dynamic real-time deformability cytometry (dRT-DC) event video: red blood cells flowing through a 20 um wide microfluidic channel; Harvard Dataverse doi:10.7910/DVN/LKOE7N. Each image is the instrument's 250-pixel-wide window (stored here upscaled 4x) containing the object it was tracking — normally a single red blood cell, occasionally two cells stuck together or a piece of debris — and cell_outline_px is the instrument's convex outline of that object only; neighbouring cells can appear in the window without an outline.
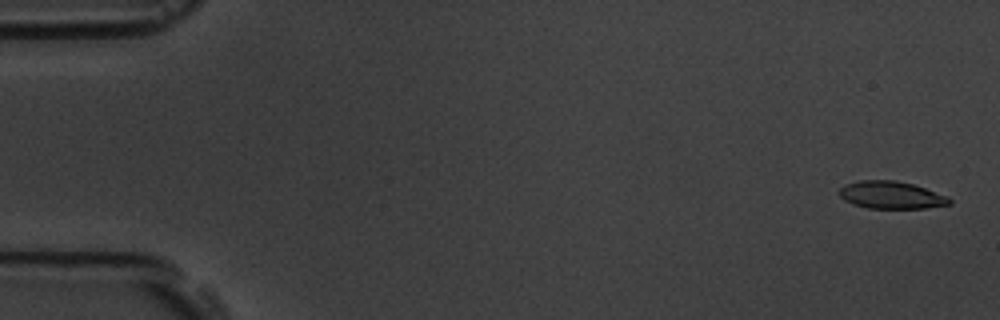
{"species": "common noctule bat (a hibernating species)", "species_latin": "Nyctalus noctula", "temperature_condition": "room temperature", "stored_images_in_passage": 15, "camera_frame_rate_fps": 3000, "um_per_image_px": 0.085, "animal": {"sex": "male", "body_mass_g": 19.5, "forearm_length_mm": 54.6}, "frame": {"image": 1, "passage_image": 1, "time_ms": 0.0, "image_size_px": [1000, 320], "cell_outline_px": [[952, 204], [924, 208], [868, 208], [844, 200], [840, 196], [840, 188], [844, 184], [860, 180], [896, 180], [912, 184], [948, 196], [952, 200]], "centroid_in_image_um": [75.77, 16.57], "position_along_channel_um": 9.2, "area_um2": 17.51}}
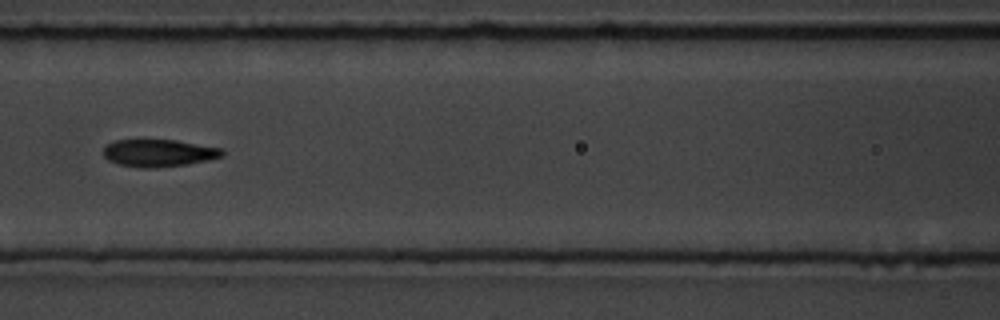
{"frame": {"image": 2, "passage_image": 7, "time_ms": 8.0, "image_size_px": [1000, 320], "cell_outline_px": [[224, 156], [208, 160], [188, 164], [152, 168], [144, 168], [116, 164], [108, 160], [104, 156], [104, 148], [112, 140], [176, 140], [224, 148]], "centroid_in_image_um": [13.52, 13.0], "position_along_channel_um": 153.1, "area_um2": 19.07}}
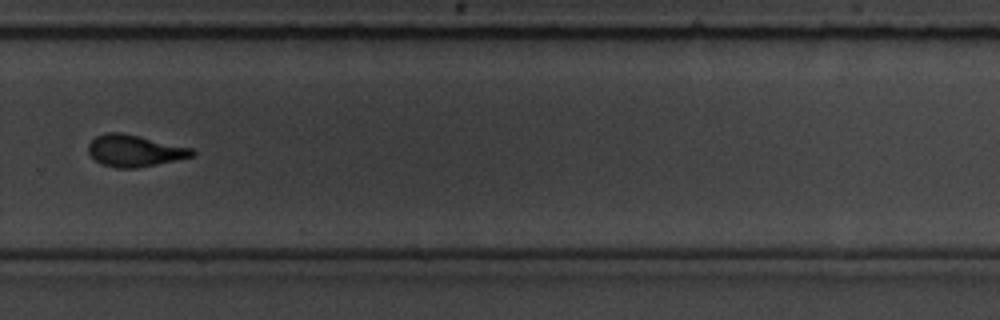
{"frame": {"image": 3, "passage_image": 11, "time_ms": 12.667, "image_size_px": [1000, 320], "cell_outline_px": [[196, 152], [192, 156], [176, 160], [136, 168], [116, 168], [100, 164], [88, 152], [88, 144], [96, 136], [108, 132], [120, 132], [140, 136], [192, 148]], "centroid_in_image_um": [11.42, 12.81], "position_along_channel_um": 318.4, "area_um2": 19.07}, "authors_computed_cell_mechanics": {"area_um2": 19.074, "velocity_mm_per_s": 3.5545, "shape_relaxation_time_tau1_ms": 3.2603, "shape_relaxation_time_tau2_ms": 1.7814, "deformation_change_tau1": 0.1439, "deformation_change_tau2": 0.0704}}